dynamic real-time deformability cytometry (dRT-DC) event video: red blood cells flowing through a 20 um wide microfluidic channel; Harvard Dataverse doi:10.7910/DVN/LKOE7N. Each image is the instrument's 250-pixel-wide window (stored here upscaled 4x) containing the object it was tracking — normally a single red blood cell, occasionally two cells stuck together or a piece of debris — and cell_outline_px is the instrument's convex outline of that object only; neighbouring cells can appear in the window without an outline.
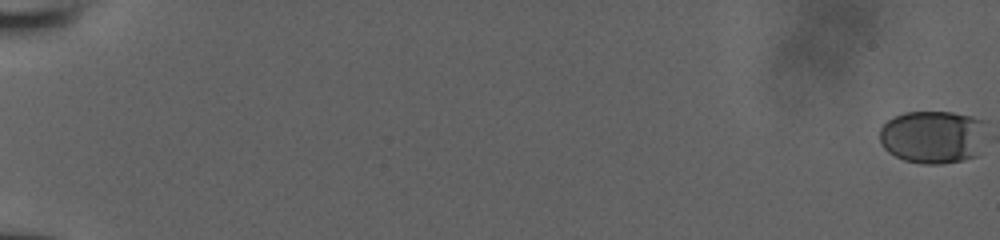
{"species": "human", "species_latin": "Homo sapiens", "temperature_condition": "room temperature", "stored_images_in_passage": 55, "camera_frame_rate_fps": 3000, "um_per_image_px": 0.085, "donor": {"sex": "male"}, "frame": {"image": 1, "passage_image": 1, "time_ms": 0.0, "image_size_px": [1000, 240], "cell_outline_px": [[984, 120], [976, 156], [964, 160], [940, 164], [924, 164], [904, 160], [888, 152], [880, 144], [880, 128], [888, 120], [904, 112], [952, 112], [972, 116]], "centroid_in_image_um": [79.22, 11.63], "position_along_channel_um": 5.8, "area_um2": 32.6}}
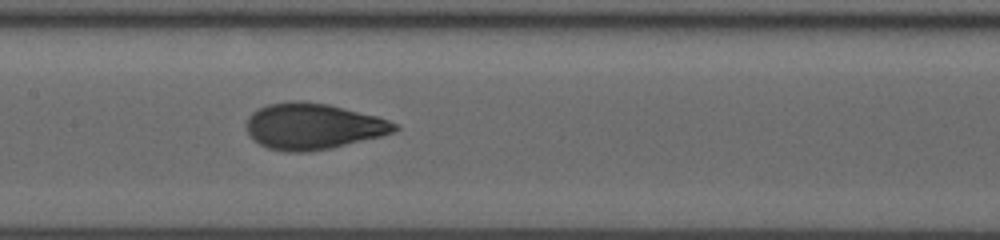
{"frame": {"image": 2, "passage_image": 31, "time_ms": 10.0, "image_size_px": [1000, 240], "cell_outline_px": [[400, 128], [396, 132], [380, 136], [328, 148], [308, 152], [284, 152], [268, 148], [260, 144], [248, 132], [248, 116], [252, 112], [268, 104], [292, 100], [300, 100], [328, 104], [376, 116], [388, 120], [396, 124]], "centroid_in_image_um": [26.61, 10.73], "position_along_channel_um": 180.8, "area_um2": 39.42}}
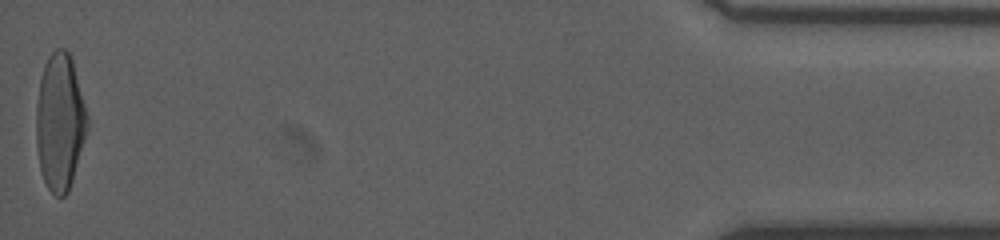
{"frame": {"image": 3, "passage_image": 55, "time_ms": 18.0, "image_size_px": [1000, 240], "cell_outline_px": [[88, 128], [72, 180], [68, 192], [64, 196], [56, 196], [48, 188], [40, 172], [36, 144], [36, 108], [40, 80], [44, 64], [52, 52], [56, 48], [64, 48], [68, 52], [72, 60], [88, 116]], "centroid_in_image_um": [5.08, 10.38], "position_along_channel_um": 430.1, "area_um2": 40.58}}